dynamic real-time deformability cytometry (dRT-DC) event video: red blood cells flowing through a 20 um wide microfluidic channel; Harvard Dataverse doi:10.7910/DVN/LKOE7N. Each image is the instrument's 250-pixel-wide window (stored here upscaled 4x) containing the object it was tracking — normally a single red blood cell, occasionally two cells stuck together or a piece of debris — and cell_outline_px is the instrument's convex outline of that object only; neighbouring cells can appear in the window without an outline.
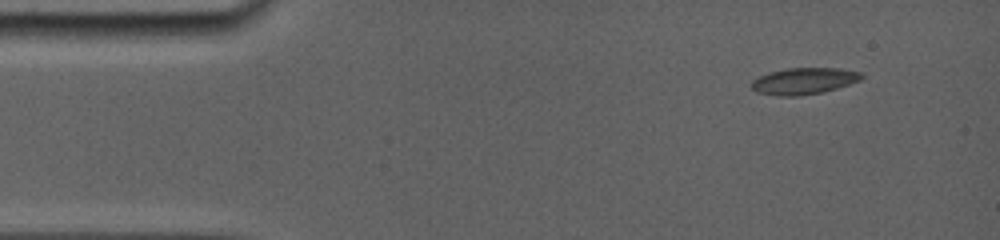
{"species": "common noctule bat (a hibernating species)", "species_latin": "Nyctalus noctula", "temperature_condition": "room temperature", "stored_images_in_passage": 24, "camera_frame_rate_fps": 5000, "um_per_image_px": 0.085, "animal": {"sex": "female", "body_mass_g": 19.0, "forearm_length_mm": 56.7}, "frame": {"image": 1, "passage_image": 1, "time_ms": 0.0, "image_size_px": [1000, 240], "cell_outline_px": [[864, 76], [860, 80], [824, 92], [796, 96], [776, 96], [756, 92], [752, 88], [752, 80], [768, 72], [788, 68], [840, 68], [860, 72]], "centroid_in_image_um": [68.31, 6.89], "position_along_channel_um": 16.7, "area_um2": 16.99}}
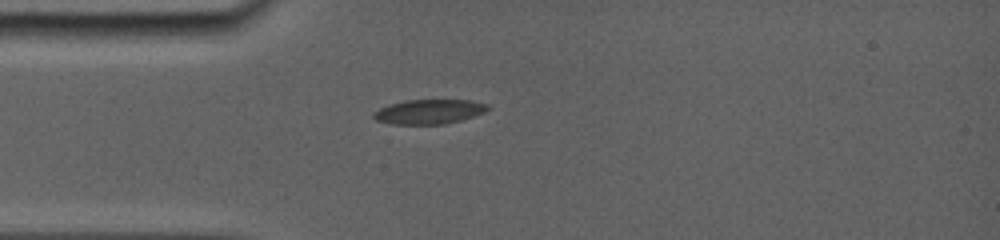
{"frame": {"image": 2, "passage_image": 21, "time_ms": 2.8, "image_size_px": [1000, 240], "cell_outline_px": [[488, 108], [484, 112], [460, 120], [444, 124], [392, 124], [376, 120], [372, 116], [372, 112], [388, 104], [404, 100], [468, 100], [488, 104]], "centroid_in_image_um": [36.41, 9.49], "position_along_channel_um": 48.6, "area_um2": 16.24}}